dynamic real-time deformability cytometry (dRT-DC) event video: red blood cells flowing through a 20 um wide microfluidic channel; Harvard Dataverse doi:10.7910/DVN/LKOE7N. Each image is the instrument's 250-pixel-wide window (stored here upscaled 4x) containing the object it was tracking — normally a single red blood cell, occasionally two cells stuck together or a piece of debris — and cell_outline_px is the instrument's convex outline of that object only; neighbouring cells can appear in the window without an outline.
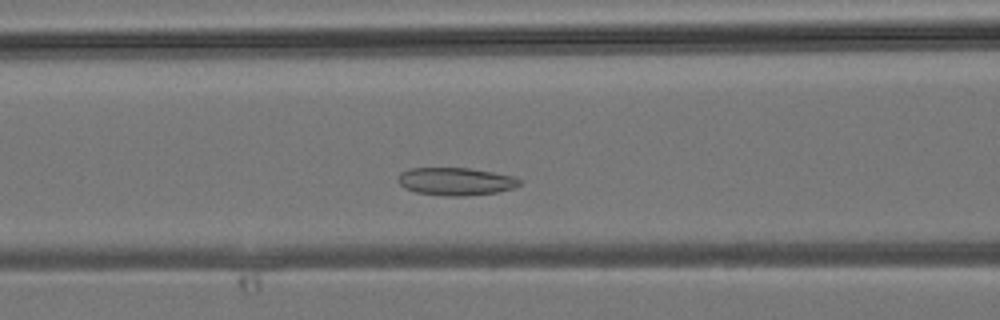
{"species": "common noctule bat (a hibernating species)", "species_latin": "Nyctalus noctula", "temperature_condition": "room temperature", "stored_images_in_passage": 24, "camera_frame_rate_fps": 3000, "um_per_image_px": 0.085, "animal": {"sex": "male", "body_mass_g": 19.2, "forearm_length_mm": 51.8}, "frame": {"image": 1, "passage_image": 7, "time_ms": 2.0, "image_size_px": [1000, 320], "cell_outline_px": [[520, 184], [512, 188], [496, 192], [464, 196], [452, 196], [416, 192], [404, 188], [396, 180], [400, 172], [412, 168], [468, 168], [492, 172], [512, 176], [520, 180]], "centroid_in_image_um": [38.69, 15.41], "position_along_channel_um": 127.9, "area_um2": 19.42}}
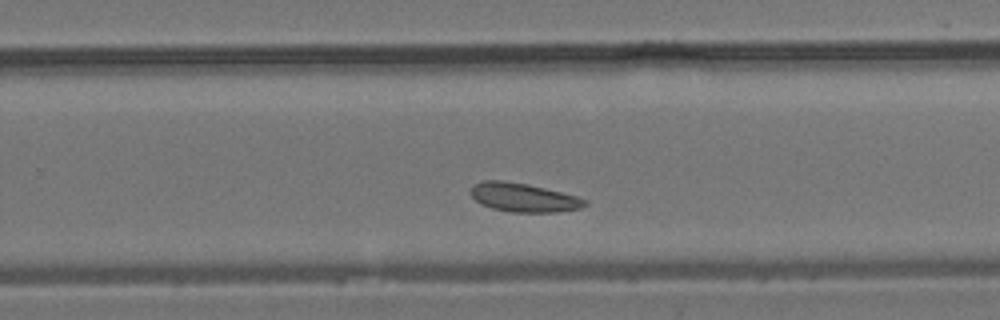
{"frame": {"image": 2, "passage_image": 16, "time_ms": 5.0, "image_size_px": [1000, 320], "cell_outline_px": [[588, 204], [580, 208], [560, 212], [512, 212], [492, 208], [480, 204], [472, 196], [472, 184], [484, 180], [504, 180], [528, 184], [576, 196], [588, 200]], "centroid_in_image_um": [44.5, 16.78], "position_along_channel_um": 285.3, "area_um2": 19.13}}
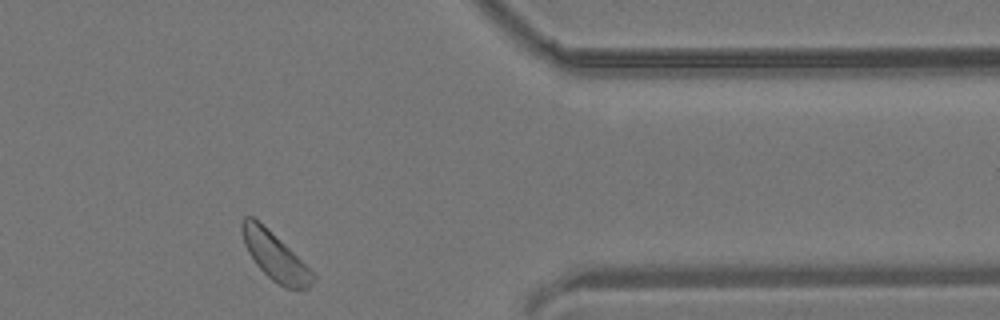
{"frame": {"image": 3, "passage_image": 23, "time_ms": 7.333, "image_size_px": [1000, 320], "cell_outline_px": [[316, 276], [308, 288], [284, 288], [272, 280], [256, 264], [248, 252], [244, 244], [240, 228], [240, 224], [244, 216], [252, 216], [280, 240]], "centroid_in_image_um": [23.32, 21.77], "position_along_channel_um": 388.1, "area_um2": 19.13}}